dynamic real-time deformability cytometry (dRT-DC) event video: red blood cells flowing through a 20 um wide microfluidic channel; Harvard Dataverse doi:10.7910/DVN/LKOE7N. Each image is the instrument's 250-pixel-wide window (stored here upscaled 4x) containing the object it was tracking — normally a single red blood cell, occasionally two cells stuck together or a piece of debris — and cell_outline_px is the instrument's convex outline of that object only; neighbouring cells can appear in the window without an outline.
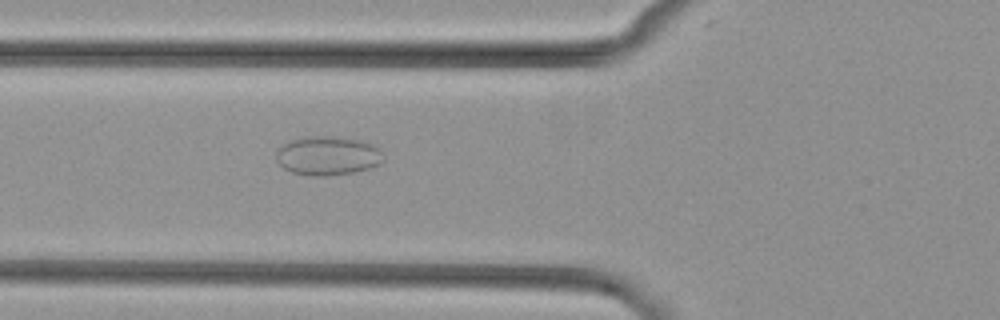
{"species": "common noctule bat (a hibernating species)", "species_latin": "Nyctalus noctula", "temperature_condition": "cold", "stored_images_in_passage": 5, "camera_frame_rate_fps": 3000, "um_per_image_px": 0.085, "animal": {"sex": "female", "body_mass_g": 29.2, "forearm_length_mm": 56.3}, "frame": {"image": 1, "passage_image": 5, "time_ms": 4.667, "image_size_px": [1000, 320], "cell_outline_px": [[384, 160], [380, 164], [368, 168], [352, 172], [324, 176], [316, 176], [292, 172], [284, 168], [276, 160], [276, 152], [284, 144], [292, 140], [304, 136], [332, 136], [360, 140], [376, 144], [380, 148]], "centroid_in_image_um": [27.89, 13.22], "position_along_channel_um": 97.9, "area_um2": 24.33}}